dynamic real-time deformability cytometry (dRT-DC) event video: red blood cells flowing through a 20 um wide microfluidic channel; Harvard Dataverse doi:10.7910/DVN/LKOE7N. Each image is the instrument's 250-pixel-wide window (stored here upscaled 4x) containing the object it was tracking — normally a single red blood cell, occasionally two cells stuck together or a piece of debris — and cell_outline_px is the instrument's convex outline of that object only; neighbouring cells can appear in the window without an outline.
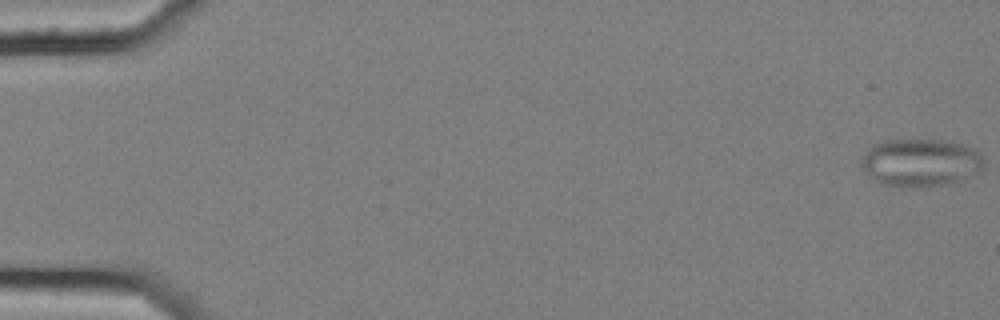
{"species": "common noctule bat (a hibernating species)", "species_latin": "Nyctalus noctula", "temperature_condition": "cold", "stored_images_in_passage": 16, "camera_frame_rate_fps": 3000, "um_per_image_px": 0.085, "animal": {"sex": "female", "body_mass_g": 25.1}, "frame": {"image": 1, "passage_image": 1, "time_ms": 0.0, "image_size_px": [1000, 320], "cell_outline_px": [[984, 164], [980, 172], [964, 180], [944, 184], [904, 188], [880, 184], [872, 180], [864, 172], [860, 164], [860, 160], [872, 144], [884, 140], [944, 140], [964, 144], [980, 152], [984, 160]], "centroid_in_image_um": [78.23, 13.83], "position_along_channel_um": 6.8, "area_um2": 34.74}}